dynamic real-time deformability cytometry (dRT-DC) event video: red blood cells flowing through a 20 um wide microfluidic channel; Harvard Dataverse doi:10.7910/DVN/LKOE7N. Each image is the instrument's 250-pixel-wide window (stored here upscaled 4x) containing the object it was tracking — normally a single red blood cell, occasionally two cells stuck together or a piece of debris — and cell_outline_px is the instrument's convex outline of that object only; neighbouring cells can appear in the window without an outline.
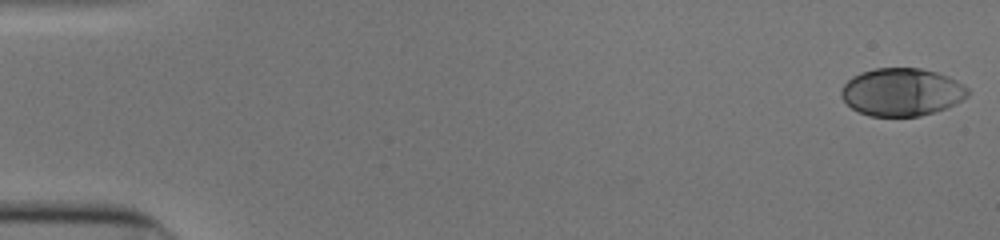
{"species": "human", "species_latin": "Homo sapiens", "temperature_condition": "cold", "stored_images_in_passage": 53, "camera_frame_rate_fps": 3000, "um_per_image_px": 0.085, "donor": {"sex": "male"}, "frame": {"image": 1, "passage_image": 1, "time_ms": 0.0, "image_size_px": [1000, 240], "cell_outline_px": [[968, 96], [956, 104], [920, 116], [868, 116], [852, 108], [840, 96], [840, 92], [844, 84], [852, 76], [860, 72], [876, 68], [920, 68], [936, 72], [948, 76], [956, 80], [968, 88]], "centroid_in_image_um": [76.63, 7.82], "position_along_channel_um": 8.4, "area_um2": 35.2}}
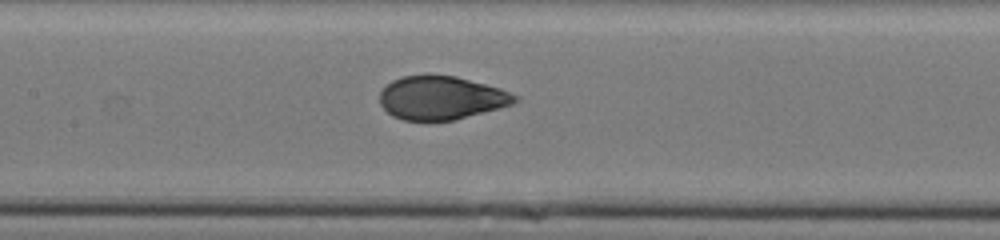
{"frame": {"image": 2, "passage_image": 26, "time_ms": 8.333, "image_size_px": [1000, 240], "cell_outline_px": [[520, 100], [512, 104], [500, 108], [456, 120], [404, 120], [392, 116], [380, 104], [380, 92], [392, 80], [404, 76], [428, 72], [456, 76], [500, 88], [520, 96]], "centroid_in_image_um": [37.53, 8.29], "position_along_channel_um": 169.9, "area_um2": 34.8}}
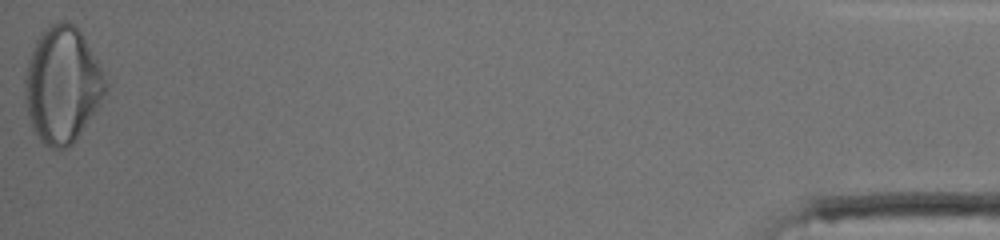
{"frame": {"image": 3, "passage_image": 53, "time_ms": 17.333, "image_size_px": [1000, 240], "cell_outline_px": [[108, 88], [96, 108], [76, 140], [68, 148], [52, 148], [44, 144], [40, 140], [32, 128], [28, 116], [24, 100], [24, 80], [28, 60], [32, 48], [36, 40], [52, 24], [60, 20], [68, 20], [80, 28], [104, 72], [108, 84]], "centroid_in_image_um": [5.3, 7.2], "position_along_channel_um": 429.9, "area_um2": 54.79}, "authors_computed_cell_mechanics": {"area_um2": 35.258, "velocity_mm_per_s": 3.9029, "shape_relaxation_time_tau1_ms": 5.8051, "shape_relaxation_time_tau2_ms": null, "deformation_change_tau1": 0.2118, "deformation_change_tau2": null}}